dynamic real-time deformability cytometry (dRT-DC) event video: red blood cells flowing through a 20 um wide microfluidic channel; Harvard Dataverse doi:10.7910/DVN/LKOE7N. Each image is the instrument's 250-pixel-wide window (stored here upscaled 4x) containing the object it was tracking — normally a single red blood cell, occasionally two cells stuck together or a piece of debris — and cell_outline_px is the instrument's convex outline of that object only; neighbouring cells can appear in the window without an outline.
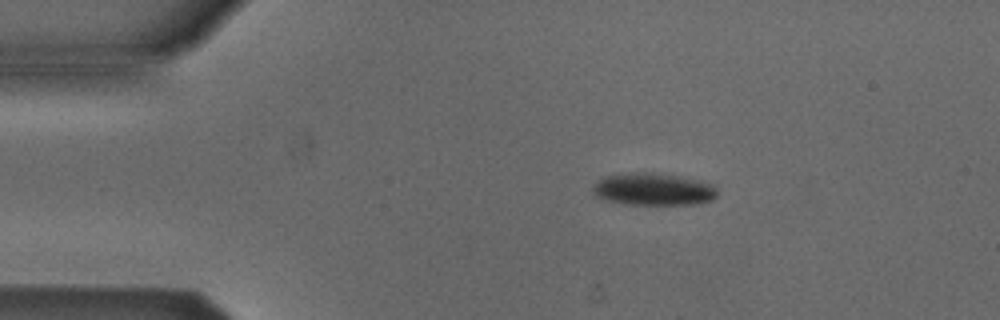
{"species": "Egyptian fruit bat (a non-hibernating species)", "species_latin": "Rousettus aegyptiacus", "temperature_condition": "cold", "stored_images_in_passage": 5, "camera_frame_rate_fps": 3000, "um_per_image_px": 0.085, "animal": {"sex": "male"}, "frame": {"image": 1, "passage_image": 2, "time_ms": 1.333, "image_size_px": [1000, 320], "cell_outline_px": [[716, 196], [712, 200], [696, 204], [624, 204], [604, 200], [596, 196], [592, 192], [592, 188], [596, 180], [604, 176], [628, 172], [644, 172], [676, 176], [716, 184]], "centroid_in_image_um": [55.48, 16.09], "position_along_channel_um": 29.5, "area_um2": 23.52}}
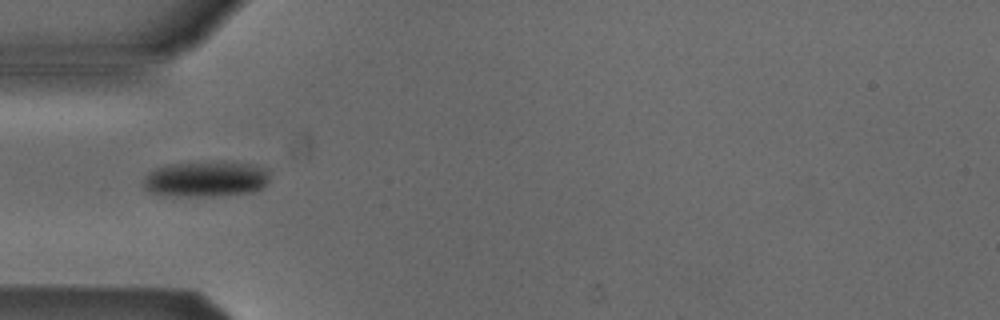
{"frame": {"image": 2, "passage_image": 4, "time_ms": 3.667, "image_size_px": [1000, 320], "cell_outline_px": [[268, 180], [260, 188], [252, 192], [212, 196], [164, 196], [148, 192], [144, 188], [144, 176], [148, 172], [164, 164], [220, 160], [224, 160], [256, 164], [268, 168]], "centroid_in_image_um": [17.47, 15.18], "position_along_channel_um": 67.5, "area_um2": 27.11}}
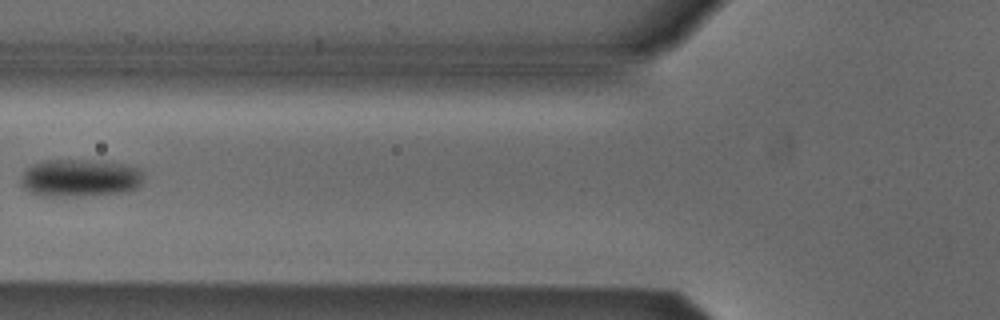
{"frame": {"image": 3, "passage_image": 5, "time_ms": 5.0, "image_size_px": [1000, 320], "cell_outline_px": [[140, 184], [136, 188], [128, 192], [92, 196], [40, 196], [28, 192], [20, 184], [20, 176], [32, 164], [44, 160], [104, 160], [124, 164], [140, 168]], "centroid_in_image_um": [6.77, 15.14], "position_along_channel_um": 119.0, "area_um2": 27.4}}